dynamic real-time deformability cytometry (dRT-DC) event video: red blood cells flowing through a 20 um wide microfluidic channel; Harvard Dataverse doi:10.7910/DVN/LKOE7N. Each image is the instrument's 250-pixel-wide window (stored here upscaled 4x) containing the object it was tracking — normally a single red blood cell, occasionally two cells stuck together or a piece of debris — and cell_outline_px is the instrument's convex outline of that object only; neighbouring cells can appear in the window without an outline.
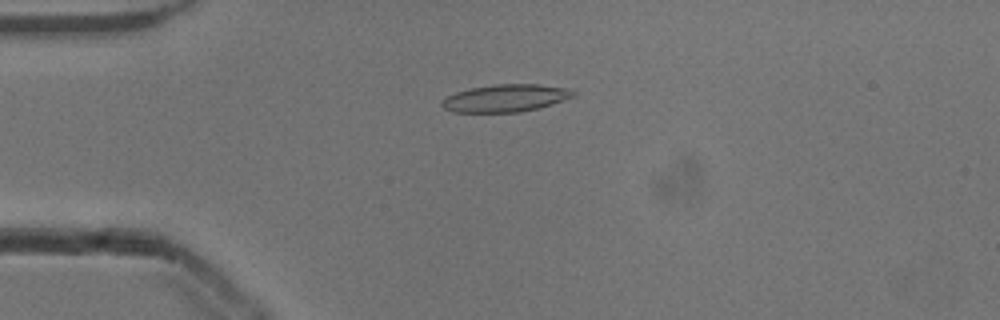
{"species": "common noctule bat (a hibernating species)", "species_latin": "Nyctalus noctula", "temperature_condition": "cold", "stored_images_in_passage": 53, "camera_frame_rate_fps": 3000, "um_per_image_px": 0.085, "animal": {"sex": "male", "body_mass_g": 13.3}, "frame": {"image": 1, "passage_image": 13, "time_ms": 4.0, "image_size_px": [1000, 320], "cell_outline_px": [[576, 96], [552, 104], [520, 112], [452, 112], [444, 108], [440, 104], [448, 96], [456, 92], [472, 88], [492, 84], [536, 84], [572, 88], [576, 92]], "centroid_in_image_um": [43.02, 8.33], "position_along_channel_um": 42.0, "area_um2": 21.04}}
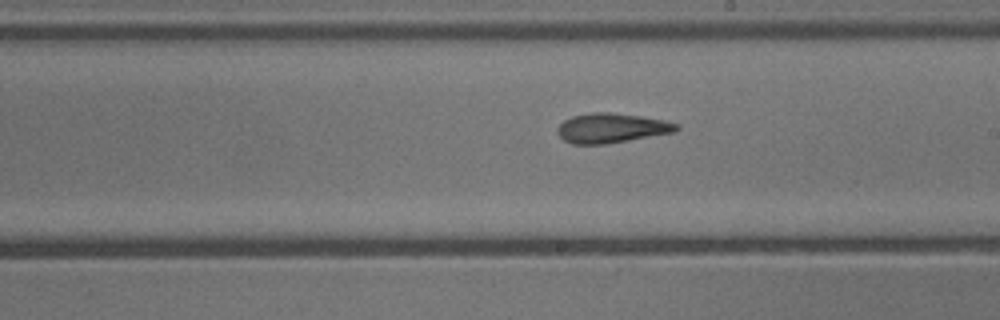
{"frame": {"image": 2, "passage_image": 30, "time_ms": 9.667, "image_size_px": [1000, 320], "cell_outline_px": [[680, 128], [676, 132], [604, 144], [572, 144], [564, 140], [556, 132], [556, 128], [564, 120], [572, 116], [588, 112], [608, 112], [640, 116], [664, 120], [680, 124]], "centroid_in_image_um": [51.97, 10.88], "position_along_channel_um": 237.0, "area_um2": 20.63}}
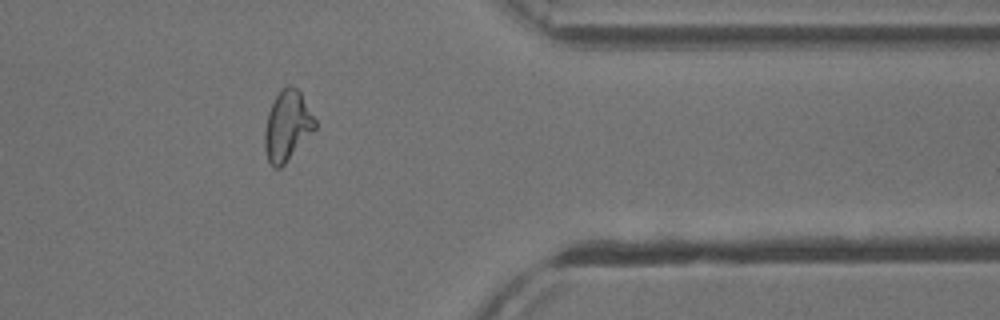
{"frame": {"image": 3, "passage_image": 43, "time_ms": 14.0, "image_size_px": [1000, 320], "cell_outline_px": [[316, 128], [284, 164], [280, 168], [272, 168], [268, 160], [264, 148], [264, 128], [268, 112], [280, 88], [288, 84], [292, 84], [300, 92], [316, 120]], "centroid_in_image_um": [24.39, 10.68], "position_along_channel_um": 387.0, "area_um2": 20.58}, "authors_computed_cell_mechanics": {"area_um2": 20.5768, "velocity_mm_per_s": 3.8579, "shape_relaxation_time_tau1_ms": 7.3641, "shape_relaxation_time_tau2_ms": 2.0013, "deformation_change_tau1": 0.1988, "deformation_change_tau2": 0.1087}}